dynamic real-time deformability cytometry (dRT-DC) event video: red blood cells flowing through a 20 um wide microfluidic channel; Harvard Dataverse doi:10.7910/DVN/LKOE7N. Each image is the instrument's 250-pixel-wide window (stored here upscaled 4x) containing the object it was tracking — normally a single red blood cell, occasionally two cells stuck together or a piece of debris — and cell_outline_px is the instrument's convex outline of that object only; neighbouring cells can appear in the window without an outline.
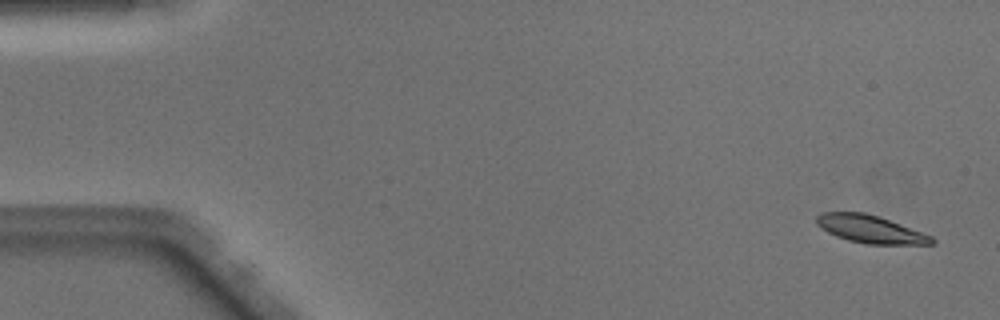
{"species": "Egyptian fruit bat (a non-hibernating species)", "species_latin": "Rousettus aegyptiacus", "temperature_condition": "warm", "stored_images_in_passage": 52, "segment_of_instrument_passage": [1, 2], "camera_frame_rate_fps": 3000, "um_per_image_px": 0.085, "animal": {"sex": "male"}, "frame": {"image": 1, "passage_image": 3, "time_ms": 0.667, "image_size_px": [1000, 320], "cell_outline_px": [[936, 244], [864, 244], [848, 240], [836, 236], [828, 232], [816, 224], [816, 216], [820, 212], [864, 212], [900, 224], [932, 236], [936, 240]], "centroid_in_image_um": [73.96, 19.48], "position_along_channel_um": 11.0, "area_um2": 18.5}}
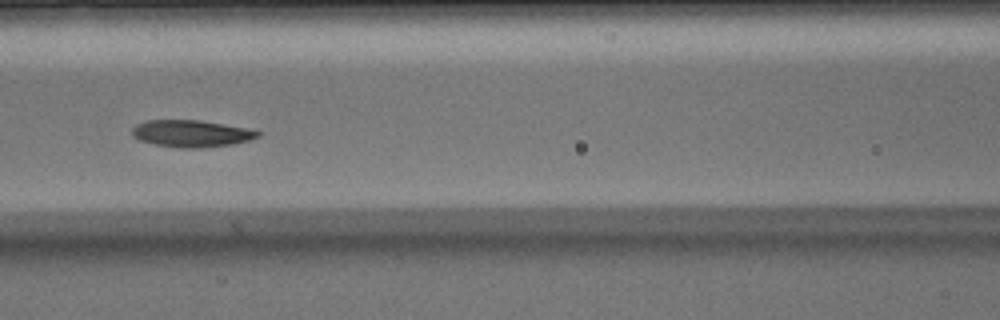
{"frame": {"image": 2, "passage_image": 23, "time_ms": 7.333, "image_size_px": [1000, 320], "cell_outline_px": [[260, 136], [248, 140], [232, 144], [204, 148], [180, 148], [156, 144], [140, 140], [132, 136], [132, 128], [136, 124], [144, 120], [200, 120], [244, 128], [260, 132]], "centroid_in_image_um": [16.21, 11.35], "position_along_channel_um": 150.4, "area_um2": 19.59}}
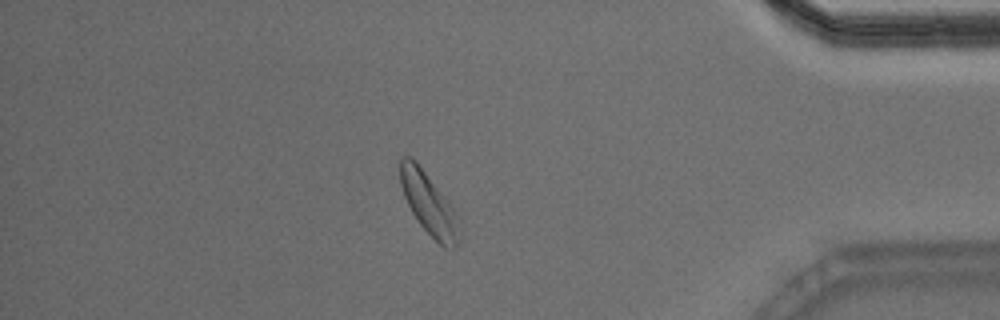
{"frame": {"image": 3, "passage_image": 44, "time_ms": 14.333, "image_size_px": [1000, 320], "cell_outline_px": [[460, 240], [456, 248], [444, 248], [420, 224], [412, 212], [404, 196], [400, 184], [400, 160], [404, 156], [412, 156], [416, 160], [452, 208], [456, 216], [460, 232]], "centroid_in_image_um": [36.43, 17.33], "position_along_channel_um": 398.8, "area_um2": 20.75}}